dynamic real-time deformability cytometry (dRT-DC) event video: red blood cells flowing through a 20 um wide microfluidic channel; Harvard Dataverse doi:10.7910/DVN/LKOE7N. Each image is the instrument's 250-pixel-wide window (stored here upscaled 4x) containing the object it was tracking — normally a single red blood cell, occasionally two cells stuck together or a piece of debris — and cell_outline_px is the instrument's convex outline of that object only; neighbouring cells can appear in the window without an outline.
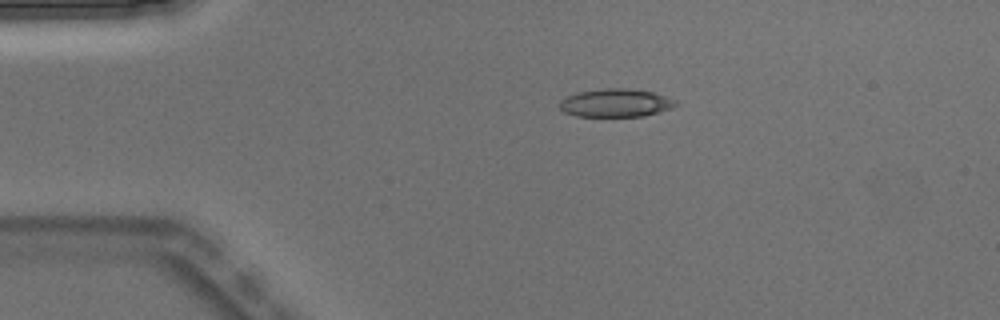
{"species": "Egyptian fruit bat (a non-hibernating species)", "species_latin": "Rousettus aegyptiacus", "temperature_condition": "warm", "stored_images_in_passage": 2, "camera_frame_rate_fps": 3000, "um_per_image_px": 0.085, "animal": {"sex": "male"}, "frame": {"image": 1, "passage_image": 1, "time_ms": 0.0, "image_size_px": [1000, 320], "cell_outline_px": [[680, 104], [672, 108], [660, 112], [644, 116], [576, 116], [564, 112], [560, 108], [560, 100], [576, 92], [600, 88], [628, 88], [652, 92], [676, 100]], "centroid_in_image_um": [52.35, 8.74], "position_along_channel_um": 32.7, "area_um2": 19.19}}